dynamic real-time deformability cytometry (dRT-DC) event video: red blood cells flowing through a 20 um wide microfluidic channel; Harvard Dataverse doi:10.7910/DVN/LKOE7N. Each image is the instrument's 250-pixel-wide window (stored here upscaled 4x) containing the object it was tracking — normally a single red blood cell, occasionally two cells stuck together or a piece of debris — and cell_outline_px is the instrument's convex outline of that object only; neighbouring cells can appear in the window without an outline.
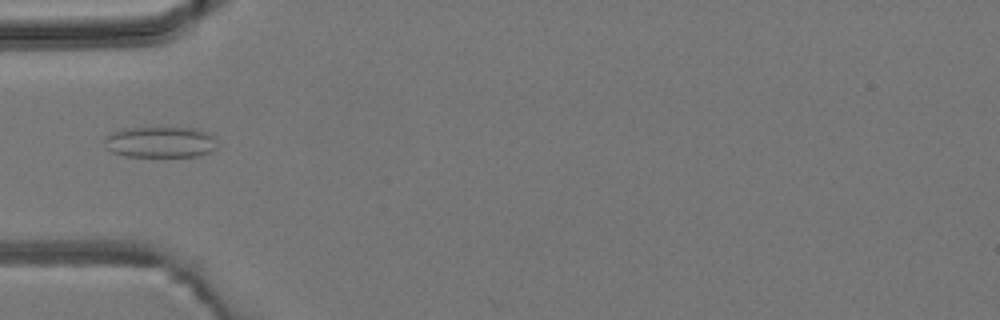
{"species": "common noctule bat (a hibernating species)", "species_latin": "Nyctalus noctula", "temperature_condition": "room temperature", "stored_images_in_passage": 2, "camera_frame_rate_fps": 3000, "um_per_image_px": 0.085, "animal": {"sex": "male", "body_mass_g": 19.2, "forearm_length_mm": 51.8}, "frame": {"image": 1, "passage_image": 2, "time_ms": 1.0, "image_size_px": [1000, 320], "cell_outline_px": [[216, 148], [208, 152], [196, 156], [124, 156], [112, 152], [108, 148], [104, 140], [104, 136], [112, 132], [124, 128], [192, 128], [208, 132], [216, 136]], "centroid_in_image_um": [13.63, 12.07], "position_along_channel_um": 71.4, "area_um2": 20.35}}